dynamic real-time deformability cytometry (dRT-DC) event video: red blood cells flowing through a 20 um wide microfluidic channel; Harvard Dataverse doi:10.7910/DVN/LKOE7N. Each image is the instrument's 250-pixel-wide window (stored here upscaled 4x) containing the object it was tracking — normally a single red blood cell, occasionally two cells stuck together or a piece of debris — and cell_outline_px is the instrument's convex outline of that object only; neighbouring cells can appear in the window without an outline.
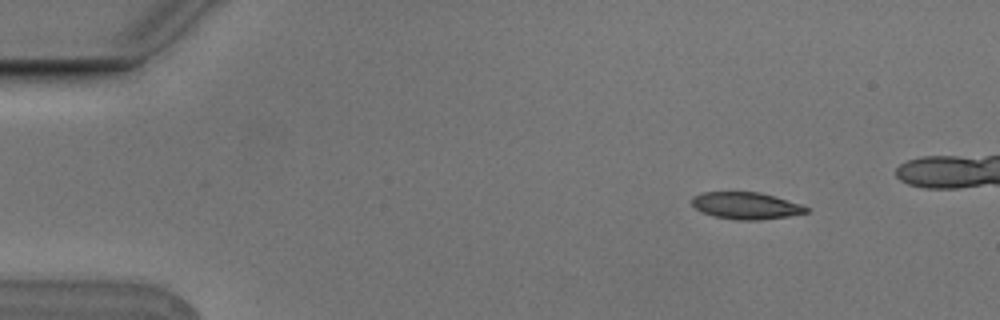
{"species": "Egyptian fruit bat (a non-hibernating species)", "species_latin": "Rousettus aegyptiacus", "temperature_condition": "cold", "stored_images_in_passage": 5, "camera_frame_rate_fps": 3000, "um_per_image_px": 0.085, "animal": {"sex": "male"}, "frame": {"image": 1, "passage_image": 1, "time_ms": 0.0, "image_size_px": [1000, 320], "cell_outline_px": [[808, 212], [788, 216], [760, 220], [740, 220], [716, 216], [700, 212], [692, 204], [692, 196], [704, 192], [760, 192], [804, 204], [808, 208]], "centroid_in_image_um": [63.44, 17.47], "position_along_channel_um": 21.6, "area_um2": 17.98}}